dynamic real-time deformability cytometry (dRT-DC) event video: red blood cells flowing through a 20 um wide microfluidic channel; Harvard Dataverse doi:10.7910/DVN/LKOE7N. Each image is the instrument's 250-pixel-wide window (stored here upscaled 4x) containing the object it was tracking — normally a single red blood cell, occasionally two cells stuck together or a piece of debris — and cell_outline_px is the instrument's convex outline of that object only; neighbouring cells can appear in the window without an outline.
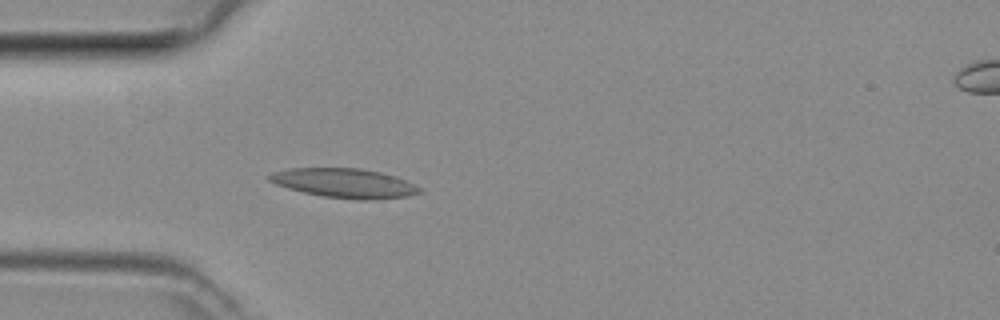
{"species": "common noctule bat (a hibernating species)", "species_latin": "Nyctalus noctula", "temperature_condition": "room temperature", "stored_images_in_passage": 39, "camera_frame_rate_fps": 3000, "um_per_image_px": 0.085, "animal": {"sex": "female", "body_mass_g": 29.2, "forearm_length_mm": 56.3}, "frame": {"image": 1, "passage_image": 5, "time_ms": 1.333, "image_size_px": [1000, 320], "cell_outline_px": [[420, 192], [408, 196], [368, 200], [360, 200], [324, 196], [304, 192], [288, 188], [276, 184], [268, 180], [268, 176], [272, 172], [292, 168], [360, 168], [380, 172], [396, 176], [420, 188]], "centroid_in_image_um": [29.25, 15.56], "position_along_channel_um": 55.7, "area_um2": 25.37}}
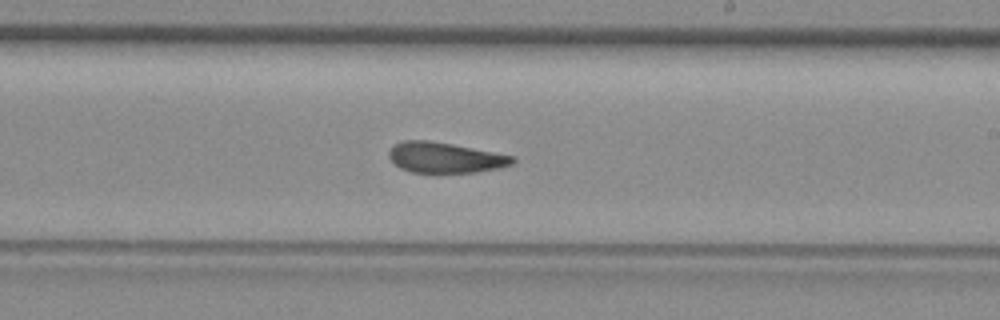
{"frame": {"image": 2, "passage_image": 19, "time_ms": 6.0, "image_size_px": [1000, 320], "cell_outline_px": [[516, 160], [512, 164], [500, 168], [476, 172], [436, 176], [412, 172], [400, 168], [388, 156], [388, 152], [396, 144], [404, 140], [428, 140], [452, 144], [516, 156]], "centroid_in_image_um": [37.86, 13.45], "position_along_channel_um": 251.1, "area_um2": 22.77}}
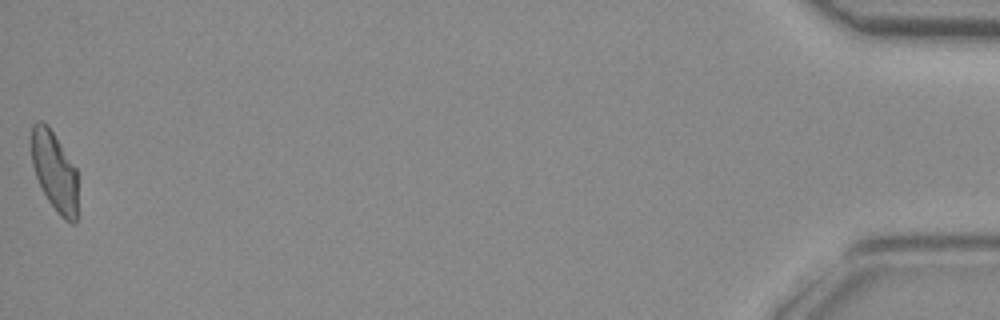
{"frame": {"image": 3, "passage_image": 39, "time_ms": 12.667, "image_size_px": [1000, 320], "cell_outline_px": [[76, 224], [72, 224], [64, 220], [60, 216], [48, 200], [36, 176], [32, 164], [32, 124], [36, 120], [40, 120], [48, 124], [76, 168]], "centroid_in_image_um": [4.63, 14.54], "position_along_channel_um": 430.6, "area_um2": 21.27}}